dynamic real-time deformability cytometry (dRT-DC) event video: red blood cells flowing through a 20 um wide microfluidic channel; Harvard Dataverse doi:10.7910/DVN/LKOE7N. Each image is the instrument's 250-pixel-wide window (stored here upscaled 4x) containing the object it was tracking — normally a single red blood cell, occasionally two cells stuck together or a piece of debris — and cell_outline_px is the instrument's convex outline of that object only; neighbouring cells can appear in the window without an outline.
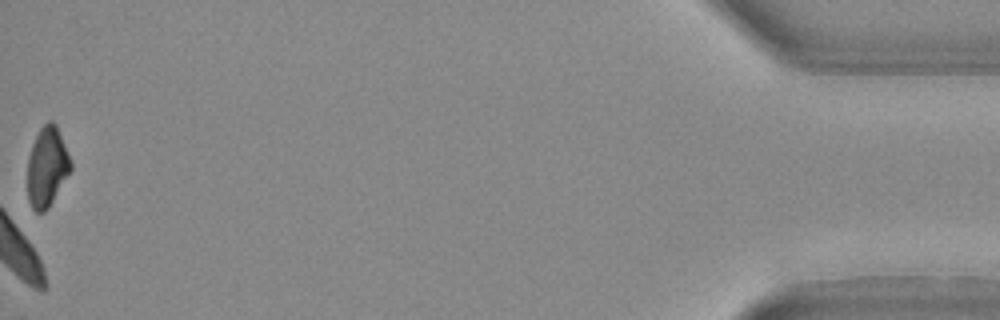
{"species": "Egyptian fruit bat (a non-hibernating species)", "species_latin": "Rousettus aegyptiacus", "temperature_condition": "warm", "stored_images_in_passage": 25, "camera_frame_rate_fps": 3000, "um_per_image_px": 0.085, "animal": {"sex": "female"}, "frame": {"image": 1, "passage_image": 25, "time_ms": 8.0, "image_size_px": [1000, 320], "cell_outline_px": [[72, 168], [48, 208], [44, 212], [36, 212], [32, 208], [28, 200], [28, 160], [32, 144], [40, 128], [48, 120], [52, 120], [56, 124], [72, 164]], "centroid_in_image_um": [3.99, 14.18], "position_along_channel_um": 431.2, "area_um2": 19.83}}